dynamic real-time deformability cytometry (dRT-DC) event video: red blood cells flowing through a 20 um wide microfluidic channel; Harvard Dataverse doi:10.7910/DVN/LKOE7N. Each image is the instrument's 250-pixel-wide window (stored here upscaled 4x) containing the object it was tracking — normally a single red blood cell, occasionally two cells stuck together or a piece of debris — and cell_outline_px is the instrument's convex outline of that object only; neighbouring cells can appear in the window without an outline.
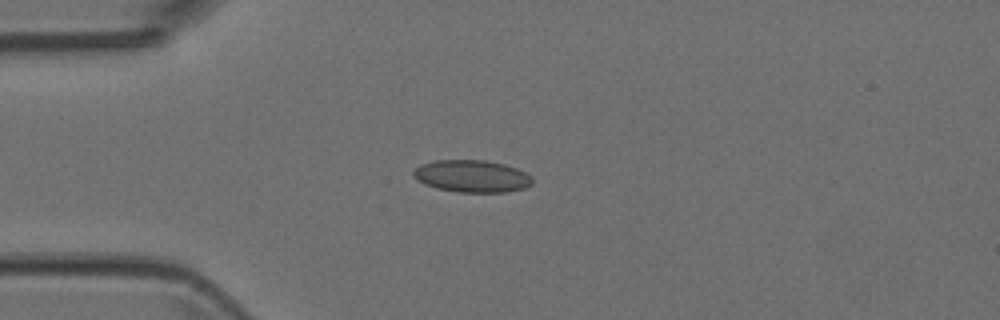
{"species": "Egyptian fruit bat (a non-hibernating species)", "species_latin": "Rousettus aegyptiacus", "temperature_condition": "room temperature", "stored_images_in_passage": 5, "camera_frame_rate_fps": 3000, "um_per_image_px": 0.085, "animal": {"sex": "female"}, "frame": {"image": 1, "passage_image": 4, "time_ms": 1.0, "image_size_px": [1000, 320], "cell_outline_px": [[532, 184], [524, 188], [508, 192], [456, 192], [436, 188], [424, 184], [416, 180], [412, 176], [412, 172], [420, 164], [432, 160], [484, 160], [504, 164], [516, 168], [532, 176]], "centroid_in_image_um": [40.07, 14.97], "position_along_channel_um": 44.9, "area_um2": 22.54}}